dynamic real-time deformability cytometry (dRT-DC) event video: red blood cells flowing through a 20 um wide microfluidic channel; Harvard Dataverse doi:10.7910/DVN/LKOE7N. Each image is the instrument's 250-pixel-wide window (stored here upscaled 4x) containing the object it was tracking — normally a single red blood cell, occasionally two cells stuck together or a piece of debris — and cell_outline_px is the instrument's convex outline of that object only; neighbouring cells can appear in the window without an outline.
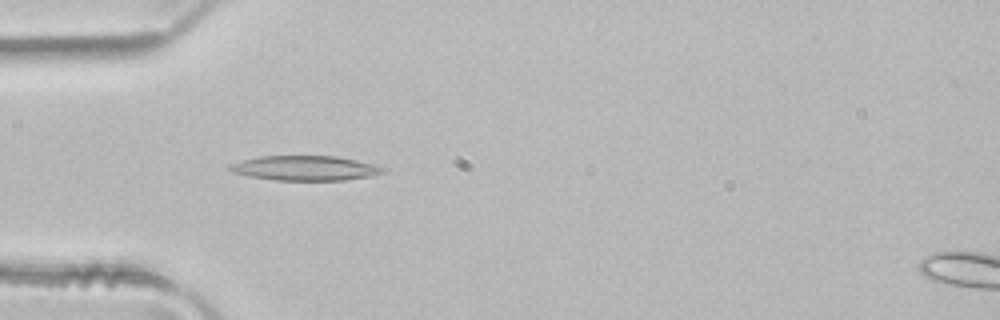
{"species": "common noctule bat (a hibernating species)", "species_latin": "Nyctalus noctula", "temperature_condition": "room temperature", "stored_images_in_passage": 2, "camera_frame_rate_fps": 3000, "um_per_image_px": 0.085, "animal": {"sex": "male", "body_mass_g": 21.5, "forearm_length_mm": 52.0}, "frame": {"image": 1, "passage_image": 1, "time_ms": 0.0, "image_size_px": [1000, 320], "cell_outline_px": [[388, 168], [384, 172], [372, 176], [344, 180], [276, 180], [252, 176], [232, 172], [228, 168], [228, 164], [240, 160], [260, 156], [336, 156], [372, 164]], "centroid_in_image_um": [25.93, 14.28], "position_along_channel_um": 59.1, "area_um2": 22.02}}